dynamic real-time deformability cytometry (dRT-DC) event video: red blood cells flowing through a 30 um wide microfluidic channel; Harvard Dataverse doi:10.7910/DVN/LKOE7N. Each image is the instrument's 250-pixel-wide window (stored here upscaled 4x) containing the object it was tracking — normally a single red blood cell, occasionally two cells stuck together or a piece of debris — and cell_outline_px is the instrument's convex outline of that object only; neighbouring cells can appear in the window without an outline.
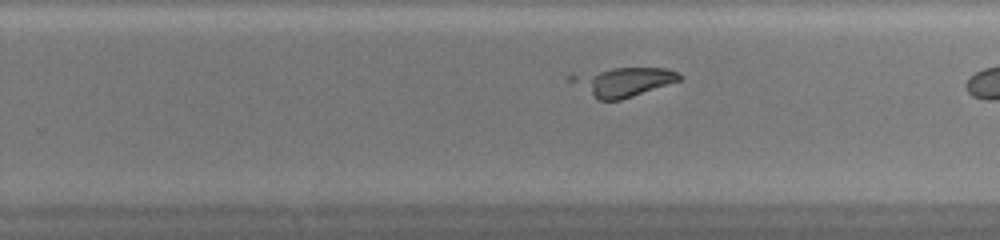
{"species": "common noctule bat (a hibernating species)", "species_latin": "Nyctalus noctula", "temperature_condition": "warm", "stored_images_in_passage": 23, "camera_frame_rate_fps": 3000, "um_per_image_px": 0.085, "animal": {"sex": "female", "body_mass_g": 20.0, "forearm_length_mm": 54.0}, "frame": {"image": 1, "passage_image": 16, "time_ms": 5.0, "image_size_px": [1000, 240], "cell_outline_px": [[680, 80], [620, 100], [600, 100], [592, 92], [584, 80], [600, 72], [612, 68], [664, 68], [676, 72], [680, 76]], "centroid_in_image_um": [53.45, 6.96], "position_along_channel_um": 276.3, "area_um2": 15.37}}
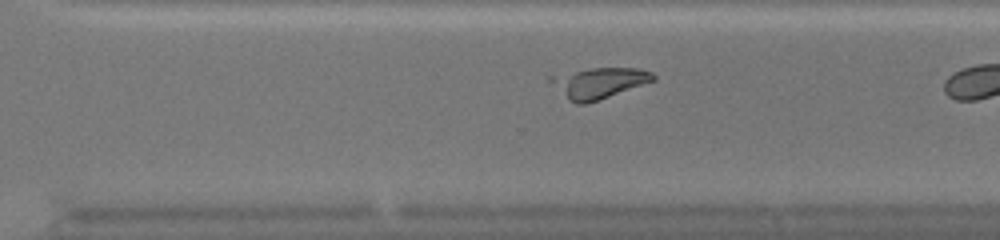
{"frame": {"image": 2, "passage_image": 19, "time_ms": 6.0, "image_size_px": [1000, 240], "cell_outline_px": [[656, 80], [584, 104], [576, 104], [568, 100], [548, 84], [548, 76], [588, 68], [640, 68], [652, 72], [656, 76]], "centroid_in_image_um": [50.83, 7.03], "position_along_channel_um": 319.8, "area_um2": 18.5}}
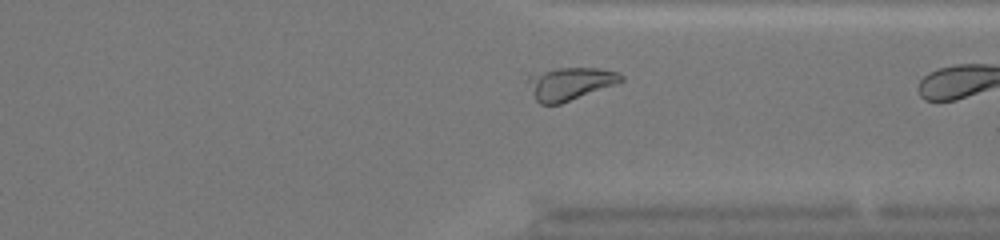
{"frame": {"image": 3, "passage_image": 22, "time_ms": 7.0, "image_size_px": [1000, 240], "cell_outline_px": [[624, 80], [616, 84], [560, 104], [540, 104], [536, 100], [532, 92], [528, 80], [528, 76], [556, 68], [600, 68], [620, 72], [624, 76]], "centroid_in_image_um": [48.51, 7.1], "position_along_channel_um": 362.9, "area_um2": 17.57}}